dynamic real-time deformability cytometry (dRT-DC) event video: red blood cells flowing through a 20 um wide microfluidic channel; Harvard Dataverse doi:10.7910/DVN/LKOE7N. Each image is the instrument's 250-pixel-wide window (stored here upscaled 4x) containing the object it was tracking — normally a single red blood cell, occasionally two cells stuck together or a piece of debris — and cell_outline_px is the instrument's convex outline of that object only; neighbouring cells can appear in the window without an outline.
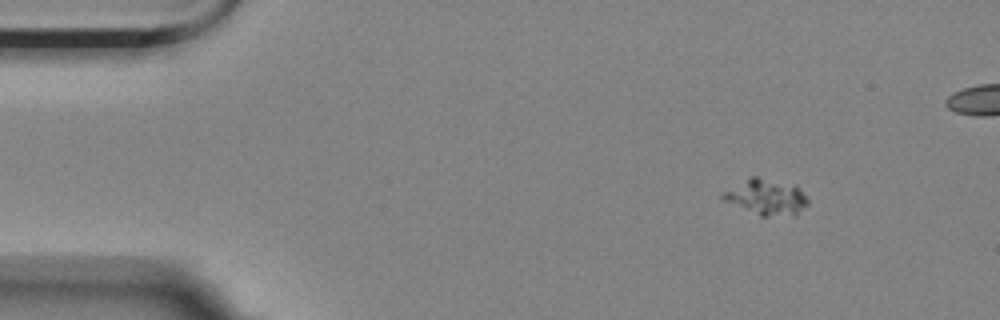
{"species": "Egyptian fruit bat (a non-hibernating species)", "species_latin": "Rousettus aegyptiacus", "temperature_condition": "room temperature", "stored_images_in_passage": 5, "camera_frame_rate_fps": 3000, "um_per_image_px": 0.085, "animal": {"sex": "female"}, "frame": {"image": 1, "passage_image": 1, "time_ms": 0.0, "image_size_px": [1000, 320], "cell_outline_px": [[808, 204], [796, 216], [760, 216], [720, 200], [720, 196], [724, 192], [752, 176], [756, 176], [796, 184], [800, 188], [808, 200]], "centroid_in_image_um": [65.17, 16.77], "position_along_channel_um": 19.8, "area_um2": 17.98}}